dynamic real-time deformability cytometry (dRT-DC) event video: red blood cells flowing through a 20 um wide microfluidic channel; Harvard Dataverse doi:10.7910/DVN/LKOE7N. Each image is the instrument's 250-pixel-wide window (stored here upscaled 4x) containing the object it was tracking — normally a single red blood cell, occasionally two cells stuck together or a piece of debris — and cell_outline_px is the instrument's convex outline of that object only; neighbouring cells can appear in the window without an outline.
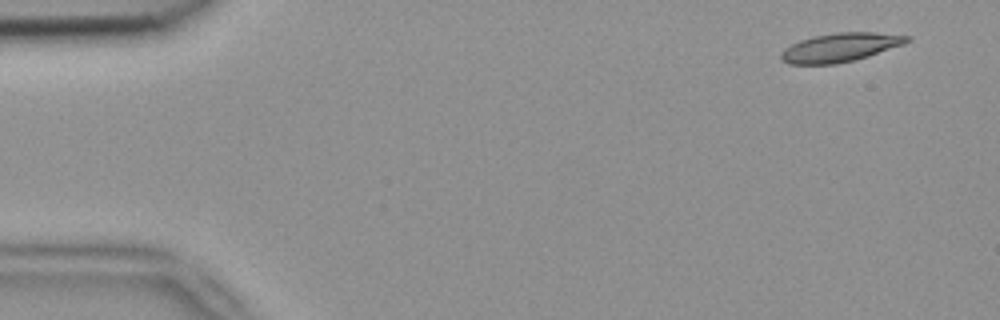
{"species": "common noctule bat (a hibernating species)", "species_latin": "Nyctalus noctula", "temperature_condition": "room temperature", "stored_images_in_passage": 4, "camera_frame_rate_fps": 3000, "um_per_image_px": 0.085, "animal": {"sex": "female", "body_mass_g": 18.4}, "frame": {"image": 1, "passage_image": 1, "time_ms": 0.0, "image_size_px": [1000, 320], "cell_outline_px": [[912, 40], [904, 44], [856, 60], [836, 64], [788, 64], [780, 60], [780, 52], [784, 48], [800, 40], [812, 36], [836, 32], [876, 32], [912, 36]], "centroid_in_image_um": [71.41, 4.03], "position_along_channel_um": 13.6, "area_um2": 21.39}}
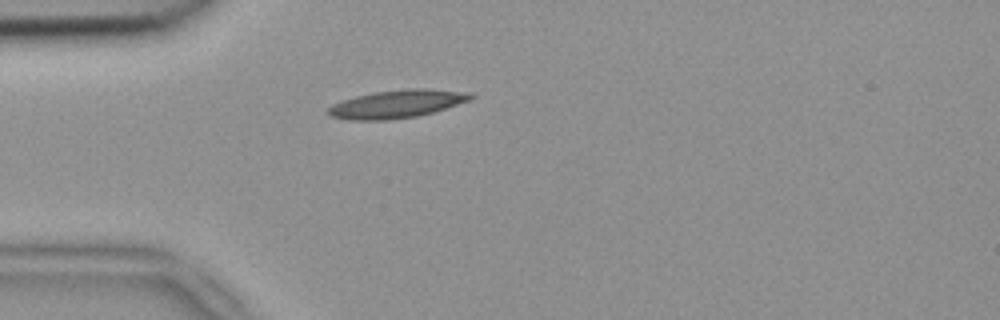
{"frame": {"image": 2, "passage_image": 4, "time_ms": 1.0, "image_size_px": [1000, 320], "cell_outline_px": [[476, 96], [472, 100], [432, 112], [416, 116], [388, 120], [348, 120], [332, 116], [328, 112], [328, 108], [332, 104], [356, 96], [376, 92], [408, 88], [428, 88], [468, 92]], "centroid_in_image_um": [33.79, 8.83], "position_along_channel_um": 51.2, "area_um2": 23.18}}